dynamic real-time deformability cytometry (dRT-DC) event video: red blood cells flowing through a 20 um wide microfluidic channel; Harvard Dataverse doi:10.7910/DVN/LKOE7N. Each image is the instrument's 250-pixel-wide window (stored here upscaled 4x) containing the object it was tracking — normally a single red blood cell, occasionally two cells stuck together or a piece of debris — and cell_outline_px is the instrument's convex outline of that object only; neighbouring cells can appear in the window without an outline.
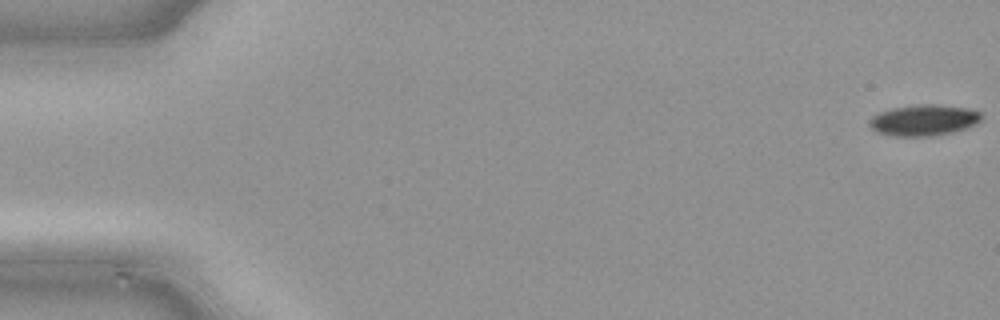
{"species": "common noctule bat (a hibernating species)", "species_latin": "Nyctalus noctula", "temperature_condition": "cold", "stored_images_in_passage": 49, "camera_frame_rate_fps": 3000, "um_per_image_px": 0.085, "animal": {"sex": "male", "body_mass_g": 21.5, "forearm_length_mm": 52.0}, "frame": {"image": 1, "passage_image": 1, "time_ms": 0.0, "image_size_px": [1000, 320], "cell_outline_px": [[980, 120], [964, 128], [948, 132], [928, 136], [896, 136], [876, 132], [868, 124], [868, 120], [872, 116], [880, 112], [892, 108], [920, 104], [932, 104], [968, 108], [980, 112]], "centroid_in_image_um": [78.44, 10.2], "position_along_channel_um": 6.6, "area_um2": 19.83}}
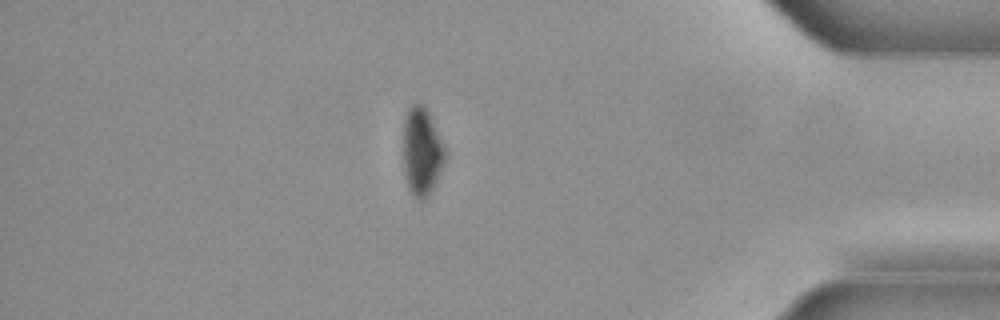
{"frame": {"image": 2, "passage_image": 42, "time_ms": 13.667, "image_size_px": [1000, 320], "cell_outline_px": [[444, 160], [436, 180], [432, 188], [420, 200], [412, 196], [408, 188], [404, 168], [404, 116], [408, 108], [412, 104], [420, 104], [428, 112], [444, 148]], "centroid_in_image_um": [35.81, 12.86], "position_along_channel_um": 399.4, "area_um2": 20.52}}
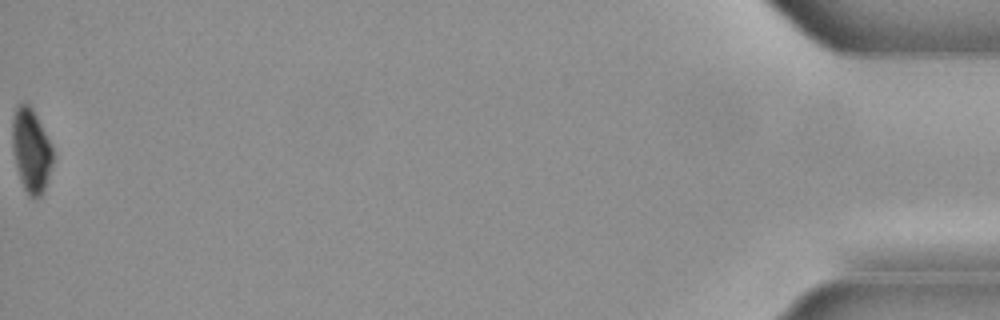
{"frame": {"image": 3, "passage_image": 49, "time_ms": 16.0, "image_size_px": [1000, 320], "cell_outline_px": [[52, 164], [44, 188], [40, 196], [36, 200], [28, 196], [20, 180], [12, 152], [12, 116], [16, 104], [20, 100], [24, 100], [32, 108], [52, 148]], "centroid_in_image_um": [2.59, 12.75], "position_along_channel_um": 432.6, "area_um2": 19.83}}